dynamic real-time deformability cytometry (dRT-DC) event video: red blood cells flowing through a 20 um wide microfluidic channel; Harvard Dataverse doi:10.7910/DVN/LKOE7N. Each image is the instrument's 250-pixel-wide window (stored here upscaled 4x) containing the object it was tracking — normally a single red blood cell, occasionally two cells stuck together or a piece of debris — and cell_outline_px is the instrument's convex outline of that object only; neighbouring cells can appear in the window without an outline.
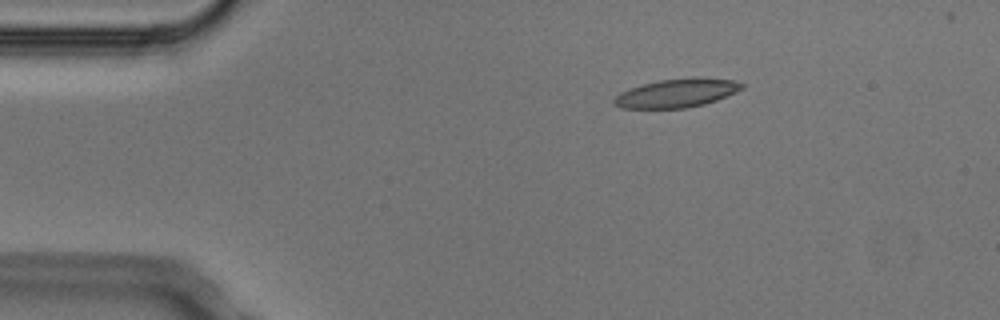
{"species": "Egyptian fruit bat (a non-hibernating species)", "species_latin": "Rousettus aegyptiacus", "temperature_condition": "cold", "stored_images_in_passage": 4, "camera_frame_rate_fps": 3000, "um_per_image_px": 0.085, "animal": {"sex": "male"}, "frame": {"image": 1, "passage_image": 1, "time_ms": 0.0, "image_size_px": [1000, 320], "cell_outline_px": [[744, 88], [736, 92], [716, 100], [704, 104], [688, 108], [620, 108], [612, 100], [620, 92], [640, 84], [660, 80], [692, 76], [696, 76], [736, 80], [744, 84]], "centroid_in_image_um": [57.56, 7.89], "position_along_channel_um": 27.4, "area_um2": 21.62}}
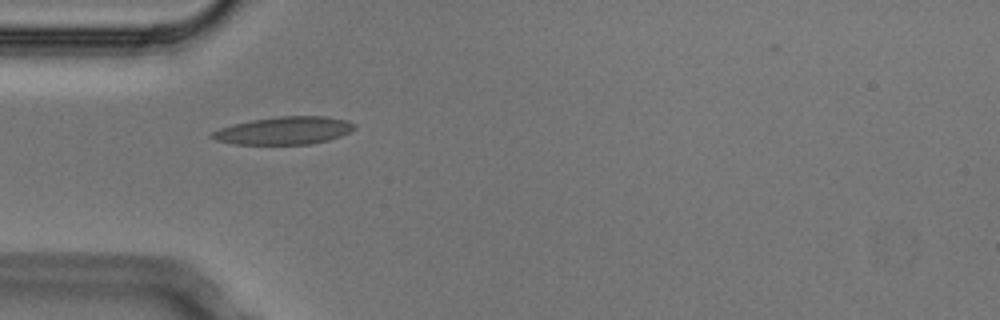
{"frame": {"image": 2, "passage_image": 3, "time_ms": 0.667, "image_size_px": [1000, 320], "cell_outline_px": [[356, 128], [340, 136], [328, 140], [308, 144], [232, 144], [216, 140], [208, 136], [208, 132], [220, 128], [252, 120], [280, 116], [324, 116], [348, 120], [356, 124]], "centroid_in_image_um": [24.13, 11.1], "position_along_channel_um": 60.9, "area_um2": 23.0}}
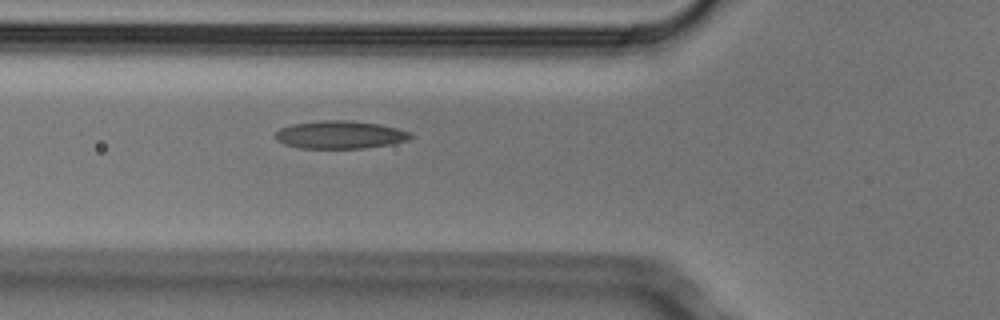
{"frame": {"image": 3, "passage_image": 4, "time_ms": 1.0, "image_size_px": [1000, 320], "cell_outline_px": [[412, 136], [408, 140], [392, 144], [364, 148], [300, 148], [284, 144], [276, 140], [272, 136], [280, 128], [292, 124], [320, 120], [352, 120], [380, 124], [396, 128], [408, 132]], "centroid_in_image_um": [28.86, 11.45], "position_along_channel_um": 96.9, "area_um2": 22.08}}